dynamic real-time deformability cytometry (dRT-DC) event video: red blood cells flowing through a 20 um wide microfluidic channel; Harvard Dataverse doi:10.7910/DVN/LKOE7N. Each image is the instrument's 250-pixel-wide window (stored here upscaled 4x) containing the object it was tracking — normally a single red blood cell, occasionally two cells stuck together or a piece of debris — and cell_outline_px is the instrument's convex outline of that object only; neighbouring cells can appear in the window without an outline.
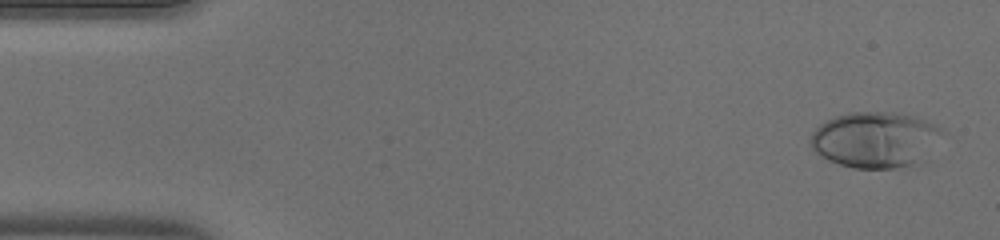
{"species": "human", "species_latin": "Homo sapiens", "temperature_condition": "warm", "stored_images_in_passage": 46, "camera_frame_rate_fps": 3000, "um_per_image_px": 0.085, "donor": {"sex": "male"}, "frame": {"image": 1, "passage_image": 2, "time_ms": 0.333, "image_size_px": [1000, 240], "cell_outline_px": [[944, 132], [912, 164], [896, 168], [852, 168], [828, 160], [812, 152], [812, 132], [820, 124], [836, 116], [848, 112], [896, 112], [912, 116], [936, 124]], "centroid_in_image_um": [74.29, 11.85], "position_along_channel_um": 10.7, "area_um2": 41.91}}
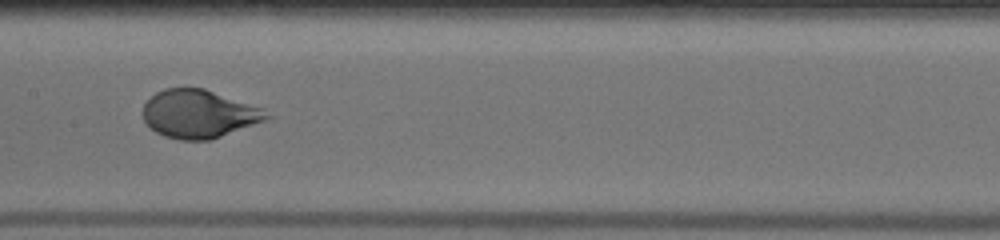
{"frame": {"image": 2, "passage_image": 23, "time_ms": 7.333, "image_size_px": [1000, 240], "cell_outline_px": [[272, 116], [264, 120], [220, 136], [208, 140], [180, 140], [164, 136], [156, 132], [144, 120], [144, 104], [156, 92], [164, 88], [204, 88], [264, 108]], "centroid_in_image_um": [16.91, 9.67], "position_along_channel_um": 190.5, "area_um2": 34.33}}
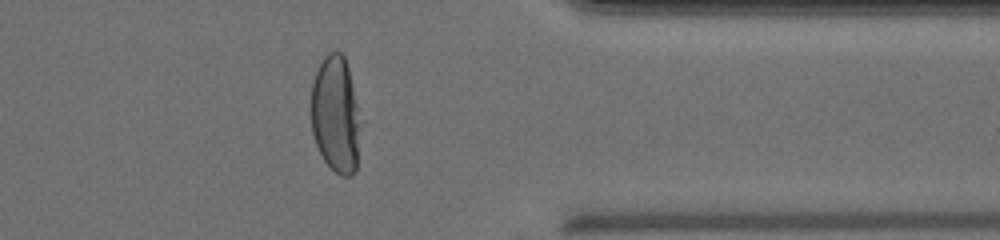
{"frame": {"image": 3, "passage_image": 37, "time_ms": 12.0, "image_size_px": [1000, 240], "cell_outline_px": [[360, 124], [356, 172], [352, 176], [340, 176], [324, 160], [316, 144], [312, 132], [312, 84], [316, 72], [324, 56], [328, 52], [340, 52], [344, 56], [348, 68], [356, 104]], "centroid_in_image_um": [28.53, 9.77], "position_along_channel_um": 382.9, "area_um2": 33.12}}